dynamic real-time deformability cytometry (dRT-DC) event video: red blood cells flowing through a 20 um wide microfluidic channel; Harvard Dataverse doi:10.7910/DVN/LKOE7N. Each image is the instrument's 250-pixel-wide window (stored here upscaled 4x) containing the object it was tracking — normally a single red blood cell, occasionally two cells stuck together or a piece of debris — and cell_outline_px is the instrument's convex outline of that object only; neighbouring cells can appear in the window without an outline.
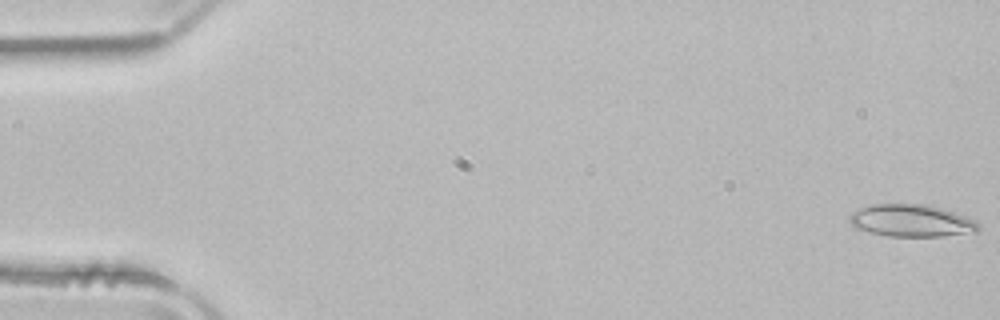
{"species": "common noctule bat (a hibernating species)", "species_latin": "Nyctalus noctula", "temperature_condition": "room temperature", "stored_images_in_passage": 40, "camera_frame_rate_fps": 3000, "um_per_image_px": 0.085, "animal": {"sex": "male", "body_mass_g": 21.5, "forearm_length_mm": 52.0}, "frame": {"image": 1, "passage_image": 1, "time_ms": 0.0, "image_size_px": [1000, 320], "cell_outline_px": [[980, 228], [976, 232], [940, 236], [888, 236], [868, 232], [856, 228], [848, 220], [848, 216], [852, 212], [860, 208], [872, 204], [924, 204], [940, 208], [976, 220], [980, 224]], "centroid_in_image_um": [77.45, 18.76], "position_along_channel_um": 7.6, "area_um2": 24.16}}
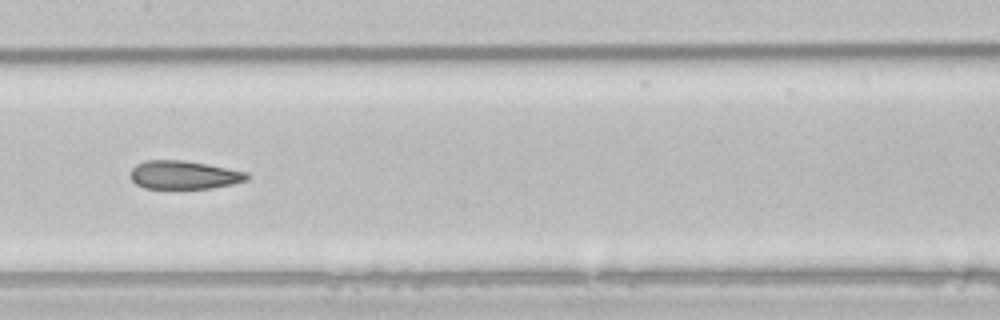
{"frame": {"image": 2, "passage_image": 26, "time_ms": 8.333, "image_size_px": [1000, 320], "cell_outline_px": [[252, 176], [248, 180], [232, 184], [212, 188], [144, 188], [136, 184], [128, 176], [132, 168], [136, 164], [148, 160], [184, 160], [208, 164], [248, 172]], "centroid_in_image_um": [15.65, 14.86], "position_along_channel_um": 191.7, "area_um2": 19.48}}
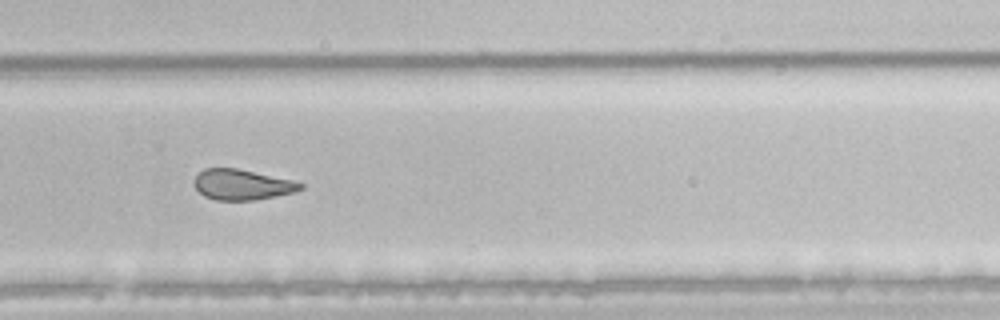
{"frame": {"image": 3, "passage_image": 35, "time_ms": 11.333, "image_size_px": [1000, 320], "cell_outline_px": [[304, 188], [292, 192], [276, 196], [256, 200], [216, 200], [204, 196], [192, 184], [192, 180], [204, 168], [236, 168], [292, 180], [304, 184]], "centroid_in_image_um": [20.54, 15.69], "position_along_channel_um": 309.3, "area_um2": 18.84}, "authors_computed_cell_mechanics": {"area_um2": 20.9236, "velocity_mm_per_s": 3.9444, "shape_relaxation_time_tau1_ms": null, "shape_relaxation_time_tau2_ms": 3.1056, "deformation_change_tau1": null, "deformation_change_tau2": 0.1006}}